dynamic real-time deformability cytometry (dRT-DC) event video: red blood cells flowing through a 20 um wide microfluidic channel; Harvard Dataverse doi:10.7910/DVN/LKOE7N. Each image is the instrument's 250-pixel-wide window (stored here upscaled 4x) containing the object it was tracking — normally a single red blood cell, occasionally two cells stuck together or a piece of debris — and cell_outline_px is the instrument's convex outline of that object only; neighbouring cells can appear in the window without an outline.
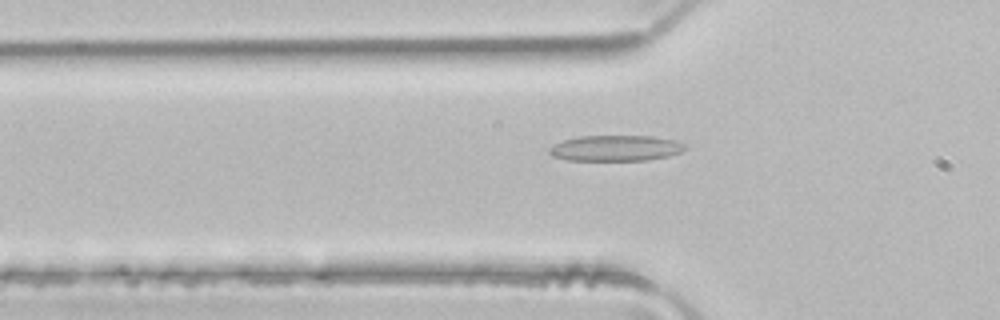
{"species": "common noctule bat (a hibernating species)", "species_latin": "Nyctalus noctula", "temperature_condition": "room temperature", "stored_images_in_passage": 49, "camera_frame_rate_fps": 3000, "um_per_image_px": 0.085, "animal": {"sex": "male", "body_mass_g": 21.5, "forearm_length_mm": 52.0}, "frame": {"image": 1, "passage_image": 16, "time_ms": 5.0, "image_size_px": [1000, 320], "cell_outline_px": [[688, 148], [680, 152], [668, 156], [648, 160], [568, 160], [552, 156], [548, 152], [548, 148], [564, 140], [580, 136], [652, 136], [676, 140], [684, 144]], "centroid_in_image_um": [52.35, 12.59], "position_along_channel_um": 73.5, "area_um2": 20.35}}
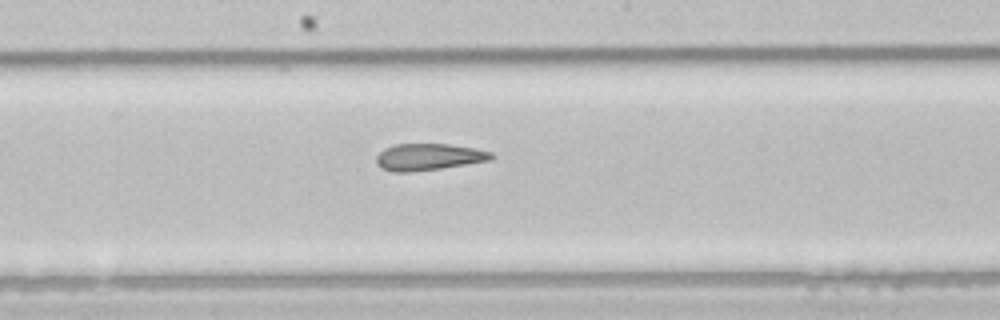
{"frame": {"image": 2, "passage_image": 26, "time_ms": 8.333, "image_size_px": [1000, 320], "cell_outline_px": [[496, 156], [492, 160], [440, 168], [408, 172], [396, 172], [380, 168], [376, 164], [376, 156], [384, 148], [392, 144], [448, 144], [472, 148], [492, 152]], "centroid_in_image_um": [36.41, 13.33], "position_along_channel_um": 211.8, "area_um2": 17.92}}
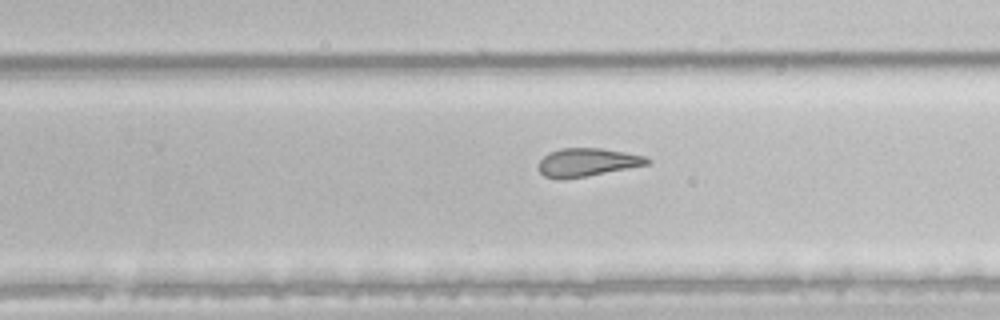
{"frame": {"image": 3, "passage_image": 31, "time_ms": 10.0, "image_size_px": [1000, 320], "cell_outline_px": [[652, 164], [588, 176], [560, 180], [544, 176], [540, 172], [540, 160], [548, 152], [560, 148], [604, 148], [644, 156], [652, 160]], "centroid_in_image_um": [49.95, 13.8], "position_along_channel_um": 279.9, "area_um2": 18.09}, "authors_computed_cell_mechanics": {"area_um2": 21.5016, "velocity_mm_per_s": 4.1195, "shape_relaxation_time_tau1_ms": null, "shape_relaxation_time_tau2_ms": 3.1754, "deformation_change_tau1": null, "deformation_change_tau2": 0.1369}}